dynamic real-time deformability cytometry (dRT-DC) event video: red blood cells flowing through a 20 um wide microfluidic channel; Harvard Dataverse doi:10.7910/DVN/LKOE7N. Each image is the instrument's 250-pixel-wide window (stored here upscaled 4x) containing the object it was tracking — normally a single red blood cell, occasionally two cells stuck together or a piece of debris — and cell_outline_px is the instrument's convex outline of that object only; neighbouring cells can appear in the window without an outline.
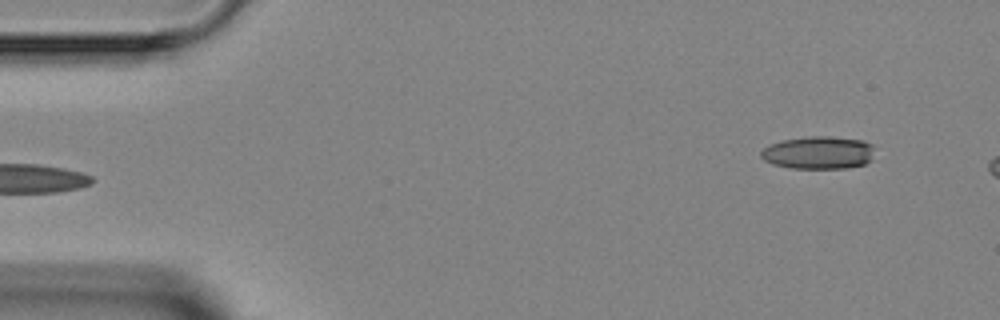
{"species": "Egyptian fruit bat (a non-hibernating species)", "species_latin": "Rousettus aegyptiacus", "temperature_condition": "room temperature", "stored_images_in_passage": 3, "camera_frame_rate_fps": 3000, "um_per_image_px": 0.085, "animal": {"sex": "female"}, "frame": {"image": 1, "passage_image": 3, "time_ms": 2.333, "image_size_px": [1000, 320], "cell_outline_px": [[872, 148], [868, 160], [864, 164], [844, 168], [788, 168], [772, 164], [764, 160], [760, 156], [760, 152], [764, 148], [772, 144], [784, 140], [808, 136], [828, 136], [860, 140], [872, 144]], "centroid_in_image_um": [69.5, 12.98], "position_along_channel_um": 15.5, "area_um2": 21.33}}